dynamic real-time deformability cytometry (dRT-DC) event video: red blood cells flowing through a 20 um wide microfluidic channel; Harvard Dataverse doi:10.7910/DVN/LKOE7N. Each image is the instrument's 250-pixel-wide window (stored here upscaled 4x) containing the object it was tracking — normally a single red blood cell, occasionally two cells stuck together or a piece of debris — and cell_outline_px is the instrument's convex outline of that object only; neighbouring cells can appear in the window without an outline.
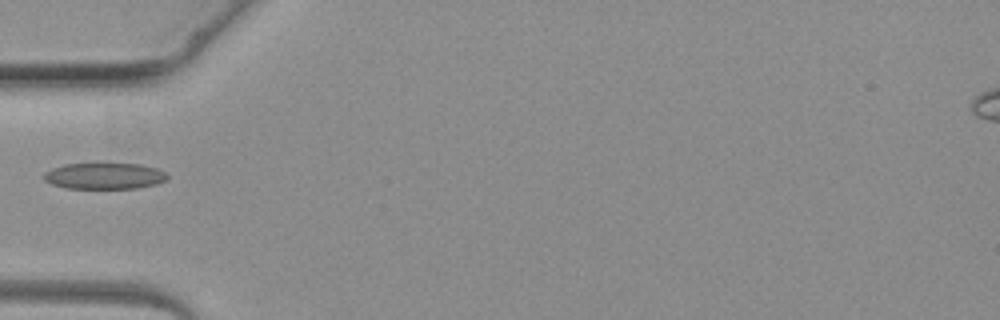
{"species": "common noctule bat (a hibernating species)", "species_latin": "Nyctalus noctula", "temperature_condition": "warm", "stored_images_in_passage": 4, "camera_frame_rate_fps": 3000, "um_per_image_px": 0.085, "animal": {"sex": "female", "body_mass_g": 19.3, "forearm_length_mm": 54.1}, "frame": {"image": 1, "passage_image": 4, "time_ms": 3.667, "image_size_px": [1000, 320], "cell_outline_px": [[168, 180], [156, 184], [136, 188], [64, 188], [52, 184], [44, 180], [44, 172], [52, 168], [64, 164], [140, 164], [156, 168], [164, 172], [168, 176]], "centroid_in_image_um": [8.87, 14.96], "position_along_channel_um": 76.1, "area_um2": 18.79}}